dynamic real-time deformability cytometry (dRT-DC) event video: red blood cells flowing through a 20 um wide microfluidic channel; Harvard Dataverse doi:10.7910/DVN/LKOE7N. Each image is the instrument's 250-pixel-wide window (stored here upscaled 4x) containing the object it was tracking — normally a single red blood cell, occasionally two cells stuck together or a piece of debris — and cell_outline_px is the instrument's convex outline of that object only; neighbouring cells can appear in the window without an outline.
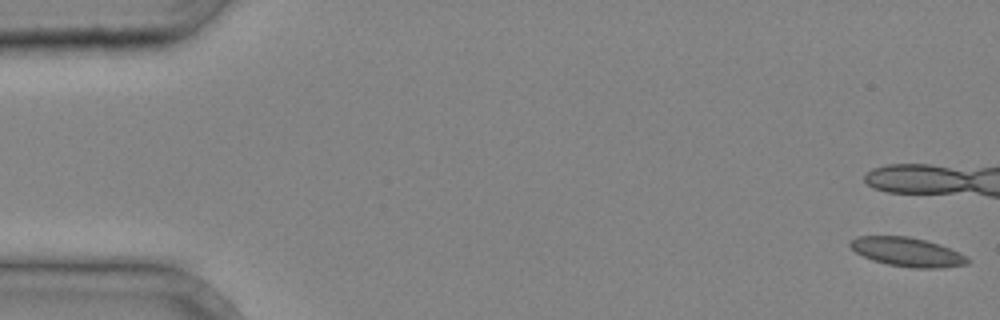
{"species": "common noctule bat (a hibernating species)", "species_latin": "Nyctalus noctula", "temperature_condition": "cold", "stored_images_in_passage": 5, "camera_frame_rate_fps": 3000, "um_per_image_px": 0.085, "animal": {"sex": "male", "body_mass_g": 20.4}, "frame": {"image": 1, "passage_image": 1, "time_ms": 0.0, "image_size_px": [1000, 320], "cell_outline_px": [[972, 260], [968, 264], [940, 268], [912, 268], [888, 264], [872, 260], [856, 252], [848, 244], [848, 240], [856, 236], [908, 236], [940, 244], [960, 252], [968, 256]], "centroid_in_image_um": [77.15, 21.42], "position_along_channel_um": 7.9, "area_um2": 20.06}}
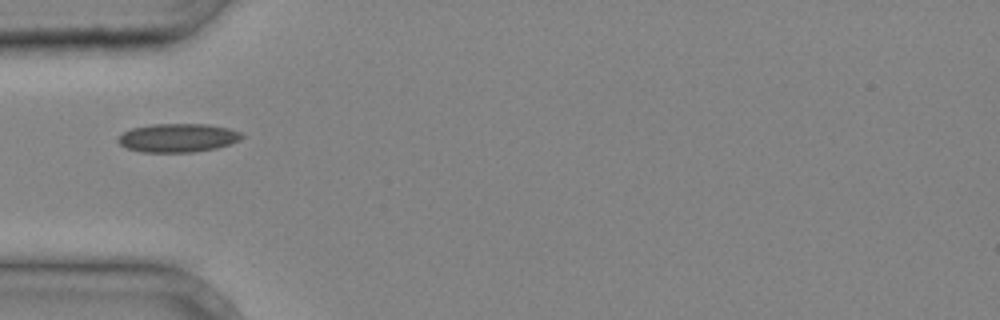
{"frame": {"image": 2, "passage_image": 5, "time_ms": 1.333, "image_size_px": [1000, 320], "cell_outline_px": [[244, 136], [240, 140], [216, 148], [192, 152], [144, 152], [128, 148], [120, 144], [116, 140], [124, 132], [132, 128], [152, 124], [208, 124], [228, 128], [240, 132]], "centroid_in_image_um": [15.12, 11.71], "position_along_channel_um": 69.9, "area_um2": 20.46}}